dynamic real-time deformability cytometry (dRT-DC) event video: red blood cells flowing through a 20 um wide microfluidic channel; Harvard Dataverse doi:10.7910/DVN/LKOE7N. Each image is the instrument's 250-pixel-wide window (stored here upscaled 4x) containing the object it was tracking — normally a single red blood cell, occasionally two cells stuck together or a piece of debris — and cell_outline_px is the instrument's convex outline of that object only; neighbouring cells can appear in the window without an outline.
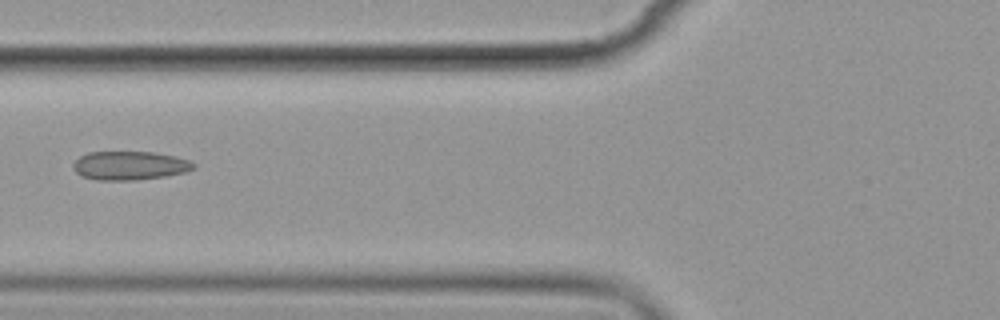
{"species": "common noctule bat (a hibernating species)", "species_latin": "Nyctalus noctula", "temperature_condition": "cold", "stored_images_in_passage": 9, "camera_frame_rate_fps": 3000, "um_per_image_px": 0.085, "animal": {"sex": "female", "body_mass_g": 19.9}, "frame": {"image": 1, "passage_image": 7, "time_ms": 7.0, "image_size_px": [1000, 320], "cell_outline_px": [[196, 168], [184, 172], [164, 176], [136, 180], [96, 180], [80, 176], [76, 172], [72, 164], [80, 156], [88, 152], [152, 152], [176, 156], [188, 160], [196, 164]], "centroid_in_image_um": [11.02, 14.07], "position_along_channel_um": 114.8, "area_um2": 20.17}}
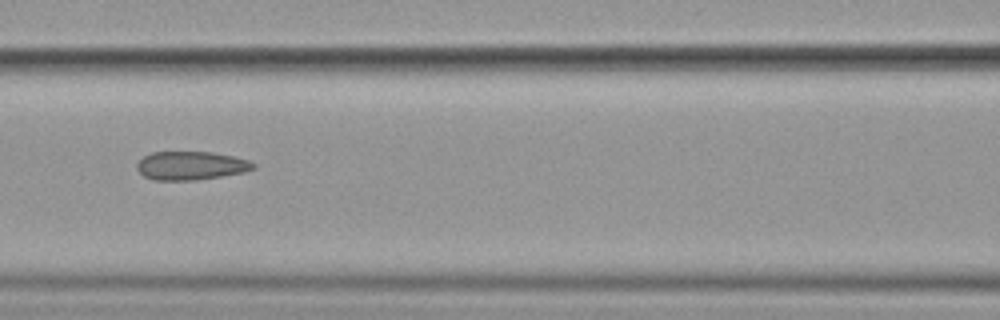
{"frame": {"image": 2, "passage_image": 8, "time_ms": 8.0, "image_size_px": [1000, 320], "cell_outline_px": [[256, 168], [244, 172], [196, 180], [152, 180], [144, 176], [136, 168], [136, 164], [144, 156], [152, 152], [212, 152], [232, 156], [248, 160], [256, 164]], "centroid_in_image_um": [16.22, 14.08], "position_along_channel_um": 150.4, "area_um2": 19.31}}
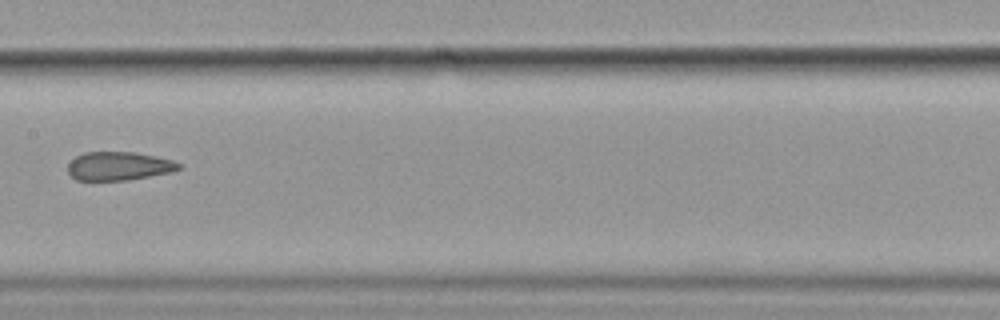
{"frame": {"image": 3, "passage_image": 9, "time_ms": 9.333, "image_size_px": [1000, 320], "cell_outline_px": [[180, 168], [172, 172], [128, 180], [76, 180], [68, 172], [68, 164], [76, 156], [84, 152], [136, 152], [156, 156], [172, 160], [180, 164]], "centroid_in_image_um": [10.09, 14.11], "position_along_channel_um": 197.3, "area_um2": 18.44}}